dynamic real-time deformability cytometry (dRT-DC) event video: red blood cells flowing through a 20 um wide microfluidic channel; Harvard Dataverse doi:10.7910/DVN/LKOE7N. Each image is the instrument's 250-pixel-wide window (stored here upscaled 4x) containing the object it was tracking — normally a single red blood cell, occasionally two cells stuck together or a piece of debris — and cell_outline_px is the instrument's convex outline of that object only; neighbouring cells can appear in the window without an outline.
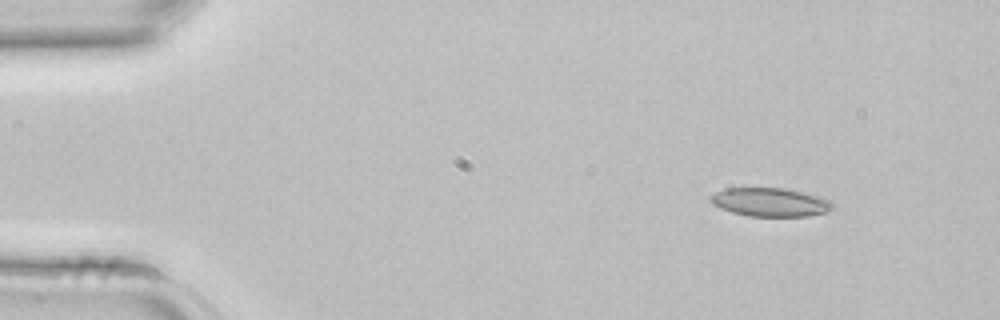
{"species": "common noctule bat (a hibernating species)", "species_latin": "Nyctalus noctula", "temperature_condition": "room temperature", "stored_images_in_passage": 3, "camera_frame_rate_fps": 3000, "um_per_image_px": 0.085, "animal": {"sex": "female", "body_mass_g": 22.7, "forearm_length_mm": 54.2}, "frame": {"image": 1, "passage_image": 1, "time_ms": 0.0, "image_size_px": [1000, 320], "cell_outline_px": [[832, 208], [824, 212], [808, 216], [748, 216], [732, 212], [720, 208], [712, 204], [708, 200], [716, 192], [724, 188], [784, 188], [804, 192], [820, 196], [828, 200], [832, 204]], "centroid_in_image_um": [65.43, 17.18], "position_along_channel_um": 19.6, "area_um2": 20.23}}
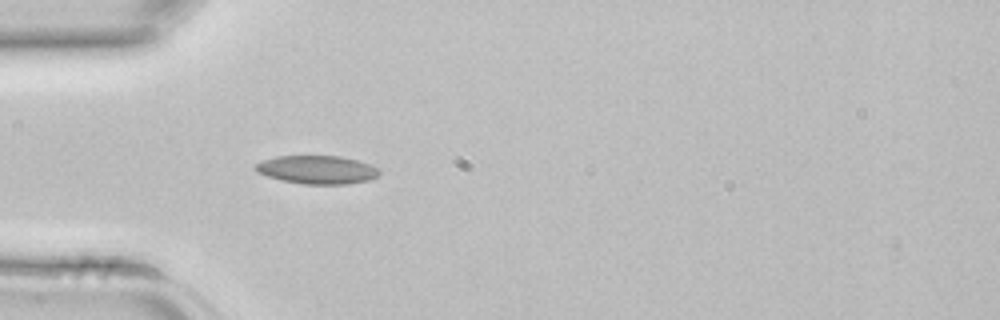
{"frame": {"image": 2, "passage_image": 3, "time_ms": 0.667, "image_size_px": [1000, 320], "cell_outline_px": [[380, 176], [368, 180], [348, 184], [304, 184], [280, 180], [256, 172], [252, 168], [260, 160], [276, 156], [340, 156], [356, 160], [368, 164], [376, 168], [380, 172]], "centroid_in_image_um": [26.9, 14.43], "position_along_channel_um": 58.1, "area_um2": 20.52}}